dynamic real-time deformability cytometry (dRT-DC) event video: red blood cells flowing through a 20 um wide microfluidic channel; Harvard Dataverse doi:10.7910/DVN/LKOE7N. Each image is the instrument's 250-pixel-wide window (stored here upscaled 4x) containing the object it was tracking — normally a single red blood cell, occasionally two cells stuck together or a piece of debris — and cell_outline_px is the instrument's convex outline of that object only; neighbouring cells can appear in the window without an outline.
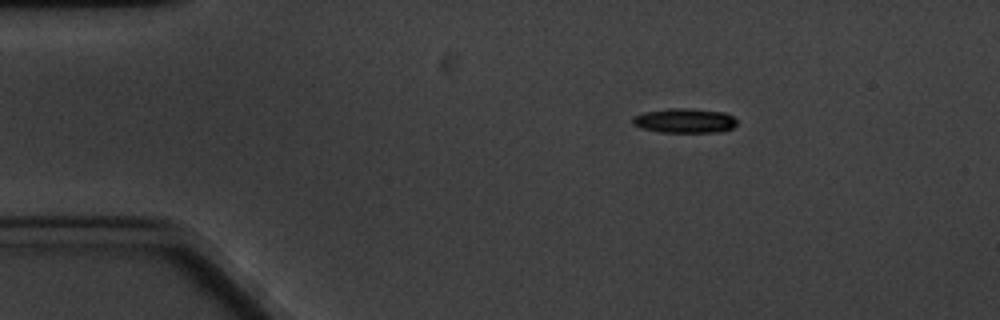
{"species": "common noctule bat (a hibernating species)", "species_latin": "Nyctalus noctula", "temperature_condition": "cold", "stored_images_in_passage": 52, "camera_frame_rate_fps": 3000, "um_per_image_px": 0.085, "animal": {"sex": "male", "body_mass_g": 20.1, "forearm_length_mm": 53.5}, "frame": {"image": 1, "passage_image": 1, "time_ms": 0.0, "image_size_px": [1000, 320], "cell_outline_px": [[736, 124], [732, 128], [720, 132], [660, 132], [640, 128], [632, 124], [632, 116], [644, 112], [668, 108], [688, 108], [724, 112], [732, 116], [736, 120]], "centroid_in_image_um": [58.15, 10.25], "position_along_channel_um": 26.8, "area_um2": 15.03}}
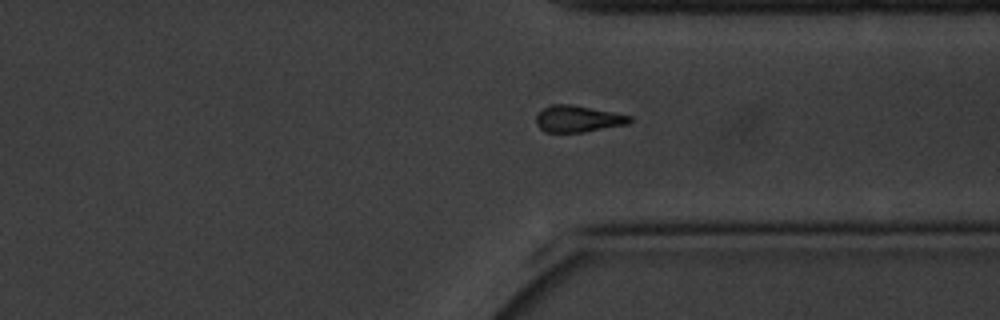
{"frame": {"image": 2, "passage_image": 37, "time_ms": 12.0, "image_size_px": [1000, 320], "cell_outline_px": [[632, 120], [628, 124], [584, 132], [544, 132], [536, 124], [536, 116], [544, 108], [552, 104], [572, 104], [632, 116]], "centroid_in_image_um": [49.12, 10.1], "position_along_channel_um": 362.3, "area_um2": 14.45}}
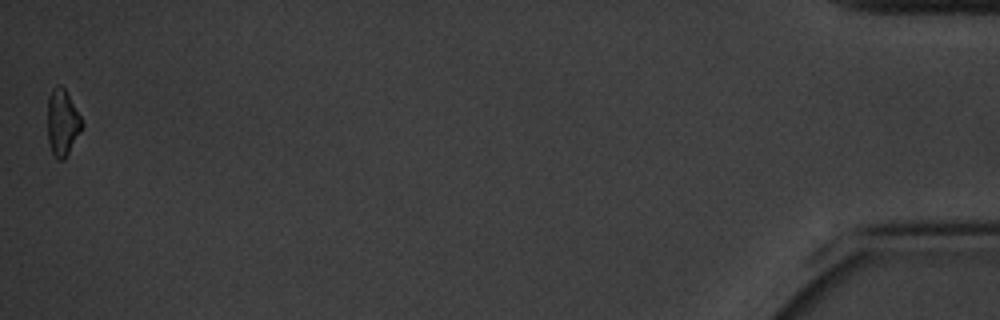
{"frame": {"image": 3, "passage_image": 52, "time_ms": 17.0, "image_size_px": [1000, 320], "cell_outline_px": [[84, 128], [64, 160], [56, 160], [52, 152], [48, 140], [48, 96], [52, 88], [56, 84], [60, 84], [64, 88], [80, 116], [84, 124]], "centroid_in_image_um": [5.31, 10.43], "position_along_channel_um": 429.9, "area_um2": 13.47}, "authors_computed_cell_mechanics": {"area_um2": 14.8835, "velocity_mm_per_s": 3.2594, "shape_relaxation_time_tau1_ms": 2.7215, "shape_relaxation_time_tau2_ms": null, "deformation_change_tau1": 0.124, "deformation_change_tau2": null}}